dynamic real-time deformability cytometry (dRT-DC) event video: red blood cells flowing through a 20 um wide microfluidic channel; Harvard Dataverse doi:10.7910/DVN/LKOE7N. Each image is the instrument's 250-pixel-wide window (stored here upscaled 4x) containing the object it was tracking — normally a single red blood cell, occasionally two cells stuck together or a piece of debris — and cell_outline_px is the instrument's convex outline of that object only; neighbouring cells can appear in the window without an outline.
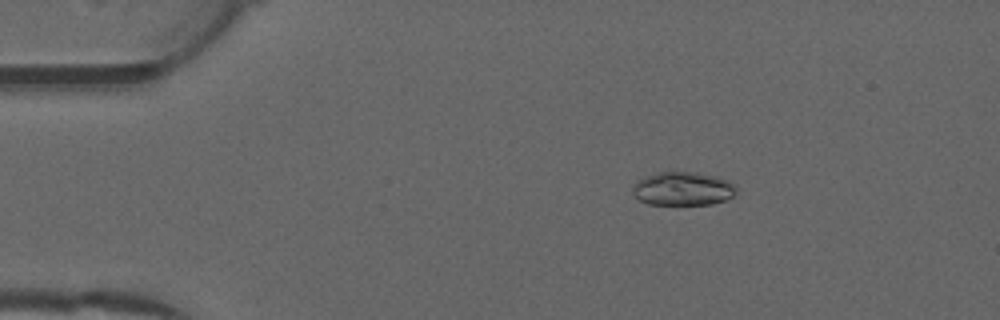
{"species": "common noctule bat (a hibernating species)", "species_latin": "Nyctalus noctula", "temperature_condition": "warm", "stored_images_in_passage": 51, "camera_frame_rate_fps": 3000, "um_per_image_px": 0.085, "animal": {"sex": "male", "forearm_length_mm": 52.5}, "frame": {"image": 1, "passage_image": 9, "time_ms": 2.667, "image_size_px": [1000, 320], "cell_outline_px": [[736, 192], [728, 200], [712, 204], [648, 204], [640, 200], [632, 192], [632, 188], [636, 180], [656, 172], [696, 172], [716, 176], [728, 180], [736, 184]], "centroid_in_image_um": [58.06, 16.03], "position_along_channel_um": 26.9, "area_um2": 20.46}}
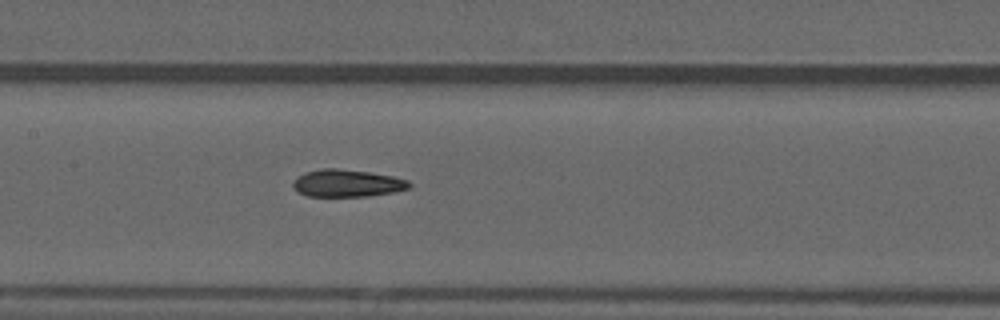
{"frame": {"image": 2, "passage_image": 25, "time_ms": 8.0, "image_size_px": [1000, 320], "cell_outline_px": [[412, 184], [408, 188], [392, 192], [368, 196], [308, 196], [296, 192], [292, 184], [304, 172], [324, 168], [336, 168], [368, 172], [392, 176], [408, 180]], "centroid_in_image_um": [29.49, 15.57], "position_along_channel_um": 177.9, "area_um2": 18.32}}
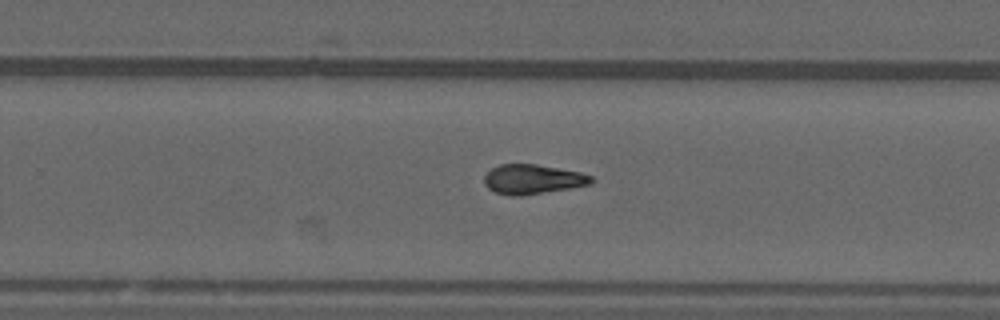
{"frame": {"image": 3, "passage_image": 33, "time_ms": 10.667, "image_size_px": [1000, 320], "cell_outline_px": [[592, 184], [520, 196], [512, 196], [496, 192], [488, 188], [484, 184], [484, 176], [492, 168], [500, 164], [536, 164], [580, 172], [592, 176]], "centroid_in_image_um": [45.25, 15.23], "position_along_channel_um": 284.5, "area_um2": 18.26}, "authors_computed_cell_mechanics": {"area_um2": 18.6694, "velocity_mm_per_s": 4.0187, "shape_relaxation_time_tau1_ms": null, "shape_relaxation_time_tau2_ms": 3.2585, "deformation_change_tau1": null, "deformation_change_tau2": 0.112}}